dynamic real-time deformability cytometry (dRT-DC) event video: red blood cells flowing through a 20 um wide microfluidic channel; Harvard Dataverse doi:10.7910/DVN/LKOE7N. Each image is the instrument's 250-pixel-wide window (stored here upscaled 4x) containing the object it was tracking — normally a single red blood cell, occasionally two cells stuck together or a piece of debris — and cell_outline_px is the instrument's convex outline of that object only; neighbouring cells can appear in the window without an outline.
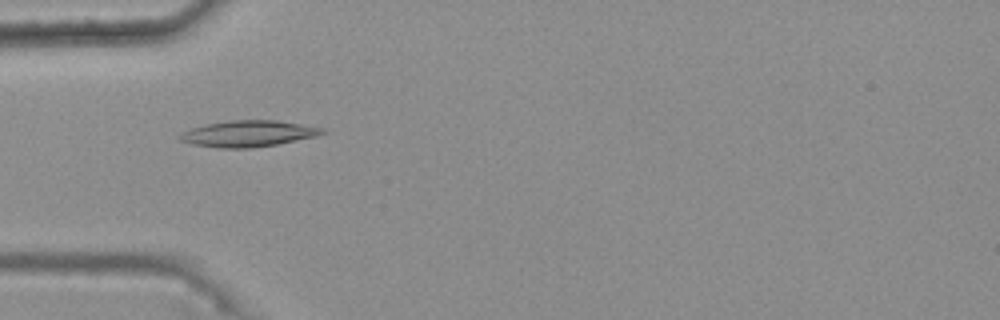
{"species": "common noctule bat (a hibernating species)", "species_latin": "Nyctalus noctula", "temperature_condition": "warm", "stored_images_in_passage": 42, "camera_frame_rate_fps": 3000, "um_per_image_px": 0.085, "animal": {"sex": "female", "body_mass_g": 25.1}, "frame": {"image": 1, "passage_image": 10, "time_ms": 3.0, "image_size_px": [1000, 320], "cell_outline_px": [[328, 132], [316, 136], [276, 144], [252, 148], [216, 148], [192, 144], [180, 140], [176, 136], [180, 132], [204, 124], [232, 120], [276, 120], [324, 128]], "centroid_in_image_um": [21.06, 11.36], "position_along_channel_um": 63.9, "area_um2": 21.85}}
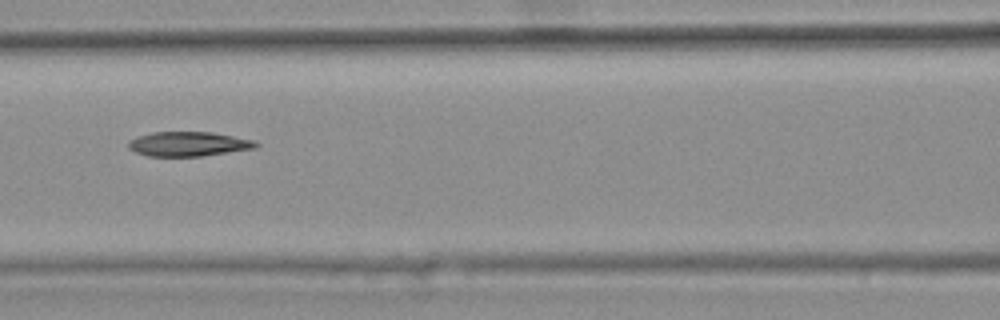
{"frame": {"image": 2, "passage_image": 17, "time_ms": 5.333, "image_size_px": [1000, 320], "cell_outline_px": [[260, 144], [256, 148], [200, 156], [148, 156], [136, 152], [128, 148], [128, 140], [136, 136], [152, 132], [212, 132], [252, 140]], "centroid_in_image_um": [15.97, 12.23], "position_along_channel_um": 150.6, "area_um2": 18.15}}
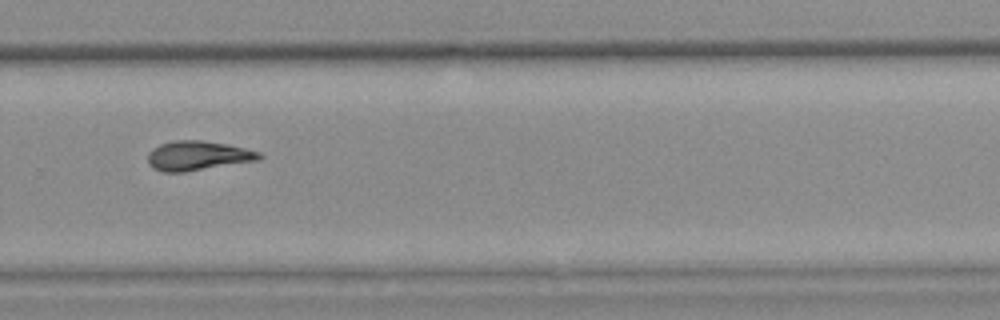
{"frame": {"image": 3, "passage_image": 30, "time_ms": 9.667, "image_size_px": [1000, 320], "cell_outline_px": [[264, 156], [260, 160], [184, 172], [164, 172], [152, 168], [148, 164], [148, 152], [152, 148], [160, 144], [176, 140], [204, 140], [228, 144], [260, 152]], "centroid_in_image_um": [16.81, 13.23], "position_along_channel_um": 313.0, "area_um2": 19.31}, "authors_computed_cell_mechanics": {"area_um2": 18.6983, "velocity_mm_per_s": 3.758, "shape_relaxation_time_tau1_ms": null, "shape_relaxation_time_tau2_ms": 9.1755, "deformation_change_tau1": null, "deformation_change_tau2": 0.1884}}